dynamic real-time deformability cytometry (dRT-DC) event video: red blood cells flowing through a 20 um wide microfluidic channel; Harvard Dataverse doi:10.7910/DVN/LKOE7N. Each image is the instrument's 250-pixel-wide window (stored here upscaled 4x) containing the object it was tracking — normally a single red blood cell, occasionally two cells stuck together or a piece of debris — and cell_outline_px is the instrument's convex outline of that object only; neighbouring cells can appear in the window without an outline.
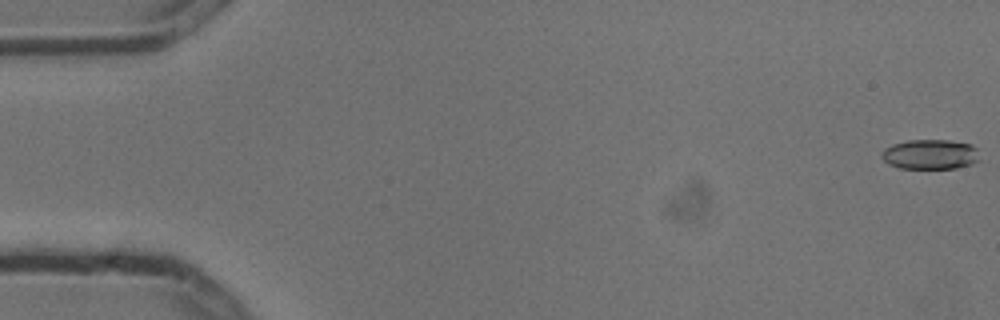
{"species": "common noctule bat (a hibernating species)", "species_latin": "Nyctalus noctula", "temperature_condition": "cold", "stored_images_in_passage": 6, "segment_of_instrument_passage": [1, 2], "camera_frame_rate_fps": 3000, "um_per_image_px": 0.085, "animal": {"sex": "male", "body_mass_g": 13.3}, "frame": {"image": 1, "passage_image": 1, "time_ms": 0.0, "image_size_px": [1000, 320], "cell_outline_px": [[980, 160], [972, 164], [956, 168], [900, 168], [888, 164], [880, 156], [884, 148], [892, 144], [908, 140], [948, 140], [972, 144], [976, 148]], "centroid_in_image_um": [79.07, 13.11], "position_along_channel_um": 5.9, "area_um2": 17.17}}
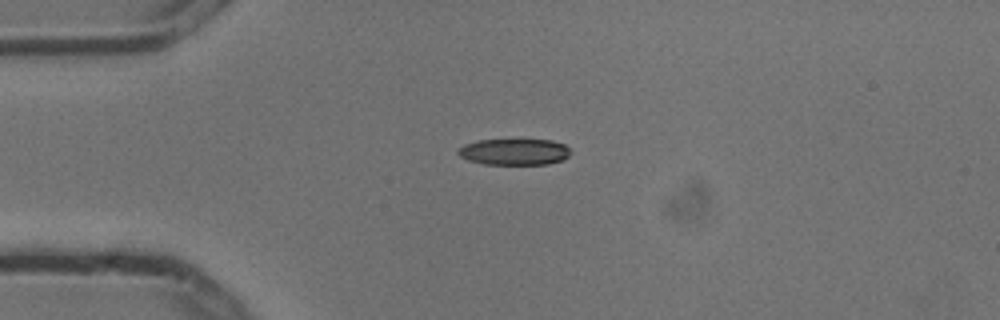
{"frame": {"image": 2, "passage_image": 4, "time_ms": 1.0, "image_size_px": [1000, 320], "cell_outline_px": [[568, 156], [560, 160], [548, 164], [484, 164], [468, 160], [460, 156], [456, 152], [464, 144], [480, 140], [552, 140], [564, 144], [568, 148]], "centroid_in_image_um": [43.68, 12.9], "position_along_channel_um": 41.3, "area_um2": 16.99}}